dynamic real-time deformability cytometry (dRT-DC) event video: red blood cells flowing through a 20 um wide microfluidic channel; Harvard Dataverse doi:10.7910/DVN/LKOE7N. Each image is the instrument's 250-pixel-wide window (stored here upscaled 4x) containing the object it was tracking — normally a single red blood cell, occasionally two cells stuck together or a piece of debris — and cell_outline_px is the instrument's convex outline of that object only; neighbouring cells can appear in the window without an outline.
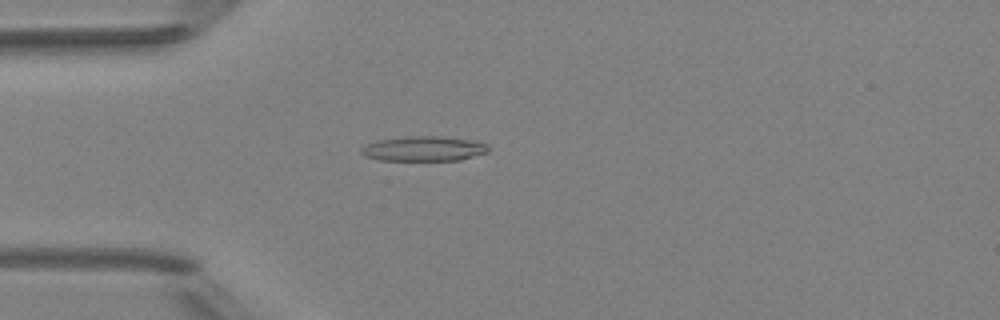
{"species": "Egyptian fruit bat (a non-hibernating species)", "species_latin": "Rousettus aegyptiacus", "temperature_condition": "room temperature", "stored_images_in_passage": 4, "camera_frame_rate_fps": 3000, "um_per_image_px": 0.085, "animal": {"sex": "female"}, "frame": {"image": 1, "passage_image": 4, "time_ms": 3.333, "image_size_px": [1000, 320], "cell_outline_px": [[488, 152], [460, 160], [380, 160], [364, 156], [360, 152], [360, 148], [364, 144], [376, 140], [404, 136], [444, 136], [476, 140], [488, 144]], "centroid_in_image_um": [36.0, 12.62], "position_along_channel_um": 49.0, "area_um2": 18.79}}